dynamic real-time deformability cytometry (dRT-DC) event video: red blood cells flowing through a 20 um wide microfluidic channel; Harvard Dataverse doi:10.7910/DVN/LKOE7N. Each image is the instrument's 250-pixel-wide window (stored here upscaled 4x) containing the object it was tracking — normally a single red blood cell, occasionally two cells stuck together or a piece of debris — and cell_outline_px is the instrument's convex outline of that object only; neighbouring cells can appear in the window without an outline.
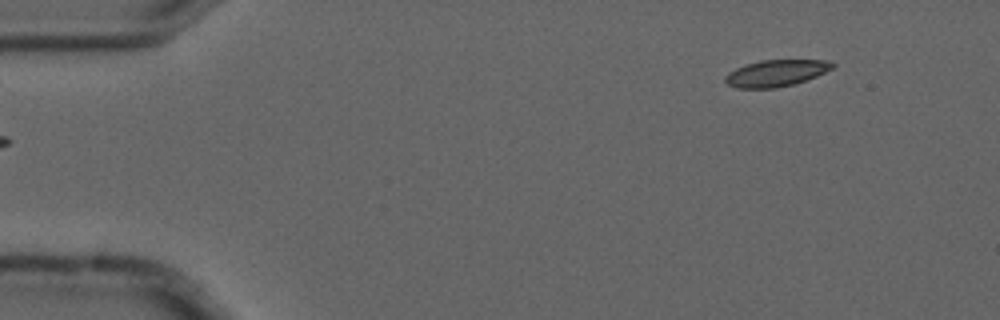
{"species": "common noctule bat (a hibernating species)", "species_latin": "Nyctalus noctula", "temperature_condition": "cold", "stored_images_in_passage": 5, "camera_frame_rate_fps": 3000, "um_per_image_px": 0.085, "animal": {"sex": "male", "forearm_length_mm": 52.5}, "frame": {"image": 1, "passage_image": 5, "time_ms": 1.333, "image_size_px": [1000, 320], "cell_outline_px": [[836, 64], [832, 68], [816, 76], [792, 84], [776, 88], [736, 88], [728, 84], [724, 80], [724, 76], [728, 72], [736, 68], [760, 60], [824, 60]], "centroid_in_image_um": [65.92, 6.22], "position_along_channel_um": 19.1, "area_um2": 16.42}}